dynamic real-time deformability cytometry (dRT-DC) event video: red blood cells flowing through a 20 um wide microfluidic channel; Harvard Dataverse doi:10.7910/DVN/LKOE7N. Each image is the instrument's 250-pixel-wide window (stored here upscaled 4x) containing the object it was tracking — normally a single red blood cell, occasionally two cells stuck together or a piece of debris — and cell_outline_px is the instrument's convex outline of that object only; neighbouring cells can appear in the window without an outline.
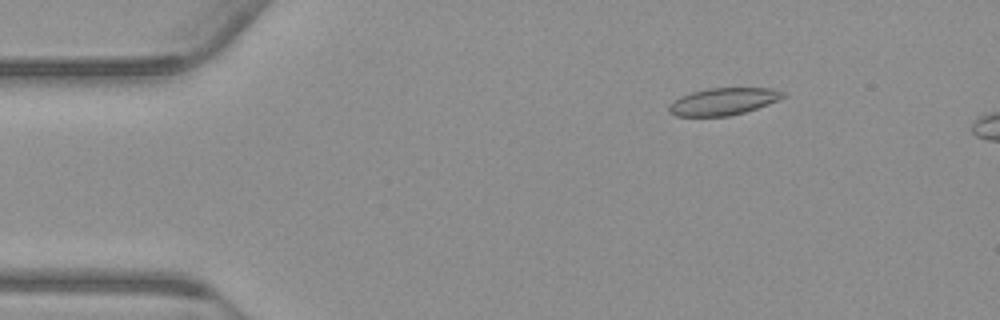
{"species": "common noctule bat (a hibernating species)", "species_latin": "Nyctalus noctula", "temperature_condition": "warm", "stored_images_in_passage": 13, "camera_frame_rate_fps": 3000, "um_per_image_px": 0.085, "animal": {"sex": "male", "body_mass_g": 23.1, "forearm_length_mm": 52.7}, "frame": {"image": 1, "passage_image": 8, "time_ms": 2.333, "image_size_px": [1000, 320], "cell_outline_px": [[788, 96], [780, 100], [744, 112], [728, 116], [676, 116], [668, 112], [668, 104], [680, 96], [692, 92], [708, 88], [772, 88], [784, 92]], "centroid_in_image_um": [61.48, 8.62], "position_along_channel_um": 23.5, "area_um2": 18.15}}